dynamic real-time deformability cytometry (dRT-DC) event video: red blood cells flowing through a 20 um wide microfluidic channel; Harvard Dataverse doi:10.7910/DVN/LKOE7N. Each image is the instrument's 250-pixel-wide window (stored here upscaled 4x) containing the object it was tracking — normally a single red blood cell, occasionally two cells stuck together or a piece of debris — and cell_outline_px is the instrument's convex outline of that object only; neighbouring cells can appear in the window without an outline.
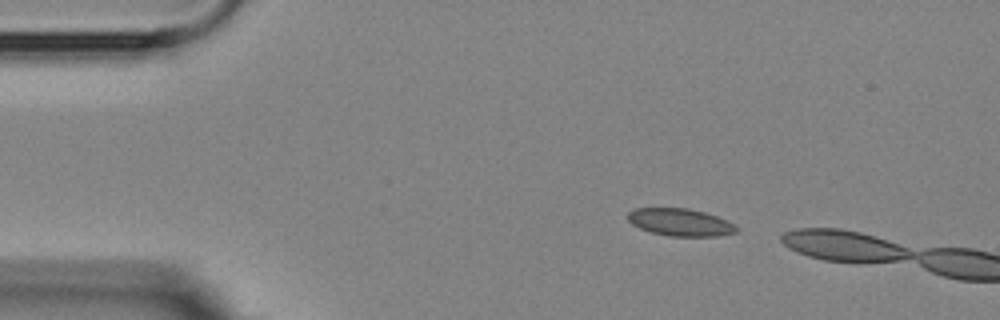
{"species": "Egyptian fruit bat (a non-hibernating species)", "species_latin": "Rousettus aegyptiacus", "temperature_condition": "room temperature", "stored_images_in_passage": 2, "camera_frame_rate_fps": 3000, "um_per_image_px": 0.085, "animal": {"sex": "female"}, "frame": {"image": 1, "passage_image": 1, "time_ms": 0.0, "image_size_px": [1000, 320], "cell_outline_px": [[740, 228], [736, 232], [716, 236], [668, 236], [652, 232], [640, 228], [632, 224], [628, 220], [628, 212], [632, 208], [688, 208], [704, 212], [728, 220]], "centroid_in_image_um": [57.83, 18.88], "position_along_channel_um": 27.2, "area_um2": 17.4}}